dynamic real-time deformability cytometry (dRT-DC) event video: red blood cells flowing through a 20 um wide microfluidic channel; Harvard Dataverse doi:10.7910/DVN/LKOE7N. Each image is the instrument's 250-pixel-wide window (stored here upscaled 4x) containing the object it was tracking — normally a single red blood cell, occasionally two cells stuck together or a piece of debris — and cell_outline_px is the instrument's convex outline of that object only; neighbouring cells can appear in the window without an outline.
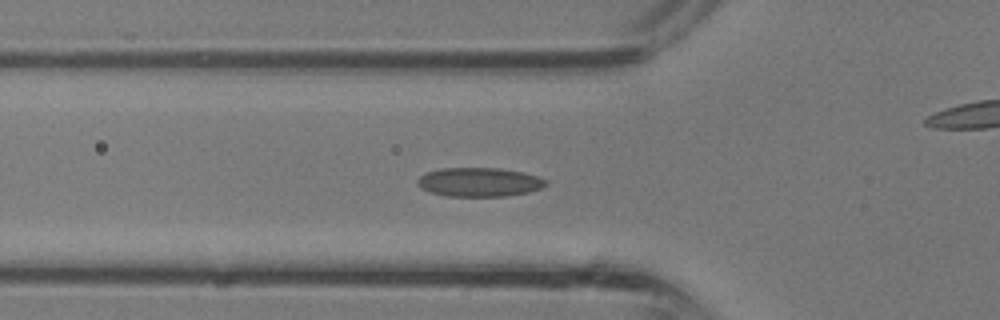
{"species": "common noctule bat (a hibernating species)", "species_latin": "Nyctalus noctula", "temperature_condition": "room temperature", "stored_images_in_passage": 36, "camera_frame_rate_fps": 3000, "um_per_image_px": 0.085, "animal": {"sex": "male", "body_mass_g": 13.3}, "frame": {"image": 1, "passage_image": 12, "time_ms": 3.667, "image_size_px": [1000, 320], "cell_outline_px": [[548, 184], [540, 188], [528, 192], [504, 196], [448, 196], [432, 192], [420, 188], [416, 184], [416, 180], [424, 172], [440, 168], [500, 168], [524, 172], [548, 180]], "centroid_in_image_um": [40.71, 15.47], "position_along_channel_um": 85.1, "area_um2": 21.79}}
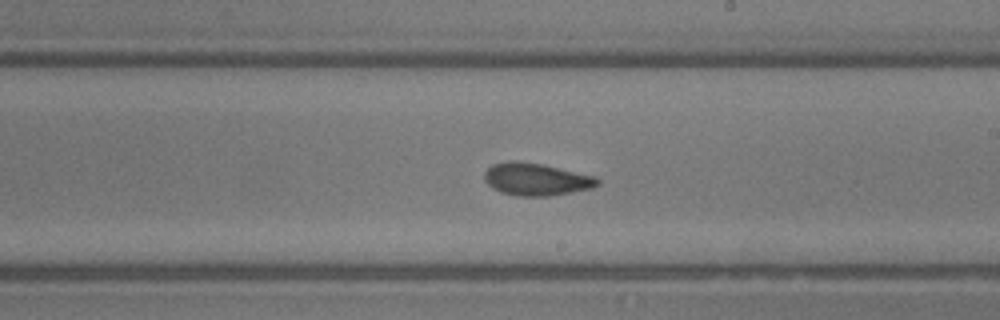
{"frame": {"image": 2, "passage_image": 20, "time_ms": 6.333, "image_size_px": [1000, 320], "cell_outline_px": [[600, 184], [592, 188], [572, 192], [548, 196], [516, 196], [500, 192], [492, 188], [484, 180], [484, 172], [492, 164], [508, 160], [516, 160], [540, 164], [596, 176], [600, 180]], "centroid_in_image_um": [45.56, 15.24], "position_along_channel_um": 243.4, "area_um2": 21.5}}
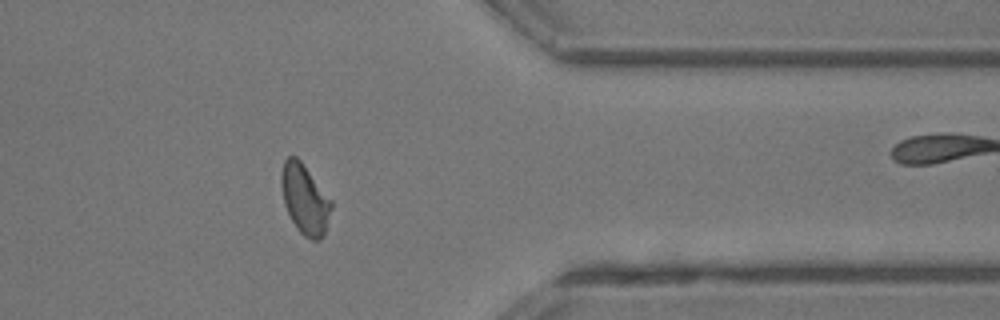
{"frame": {"image": 3, "passage_image": 28, "time_ms": 9.0, "image_size_px": [1000, 320], "cell_outline_px": [[332, 208], [324, 236], [320, 240], [312, 240], [304, 236], [296, 228], [284, 204], [280, 184], [280, 176], [284, 160], [288, 156], [296, 156], [300, 160], [332, 200]], "centroid_in_image_um": [25.91, 16.94], "position_along_channel_um": 385.5, "area_um2": 20.46}}